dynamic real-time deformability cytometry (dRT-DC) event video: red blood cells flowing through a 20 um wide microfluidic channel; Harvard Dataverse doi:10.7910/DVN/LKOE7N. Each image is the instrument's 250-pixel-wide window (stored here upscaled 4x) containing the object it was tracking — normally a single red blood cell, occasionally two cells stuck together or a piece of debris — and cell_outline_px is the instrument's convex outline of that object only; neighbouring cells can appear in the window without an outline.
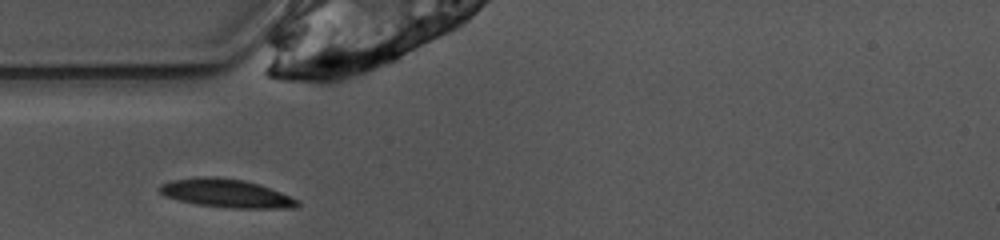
{"species": "common noctule bat (a hibernating species)", "species_latin": "Nyctalus noctula", "temperature_condition": "warm", "stored_images_in_passage": 24, "camera_frame_rate_fps": 3000, "um_per_image_px": 0.085, "animal": {"sex": "female", "body_mass_g": 10.0, "forearm_length_mm": 53.1}, "frame": {"image": 1, "passage_image": 1, "time_ms": 0.0, "image_size_px": [1000, 240], "cell_outline_px": [[300, 204], [296, 208], [232, 208], [196, 204], [176, 200], [164, 196], [156, 188], [160, 184], [172, 180], [200, 176], [220, 176], [244, 180], [260, 184], [300, 200]], "centroid_in_image_um": [19.21, 16.42], "position_along_channel_um": 65.8, "area_um2": 23.18}}
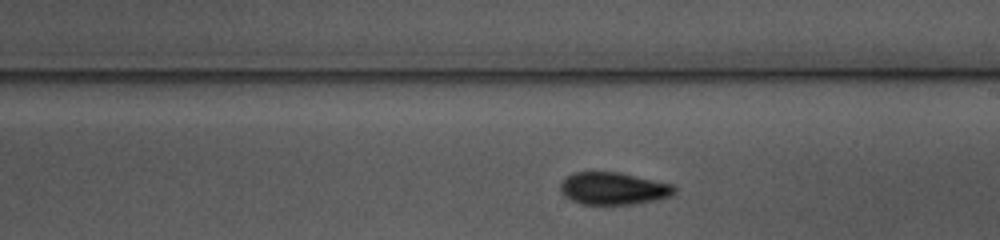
{"frame": {"image": 2, "passage_image": 14, "time_ms": 4.333, "image_size_px": [1000, 240], "cell_outline_px": [[676, 192], [672, 196], [656, 200], [632, 204], [580, 204], [564, 196], [560, 192], [560, 184], [572, 172], [620, 172], [672, 184], [676, 188]], "centroid_in_image_um": [52.14, 16.02], "position_along_channel_um": 236.9, "area_um2": 21.56}}
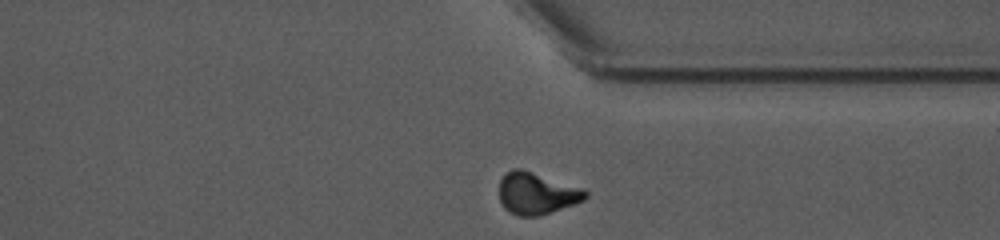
{"frame": {"image": 3, "passage_image": 24, "time_ms": 7.667, "image_size_px": [1000, 240], "cell_outline_px": [[588, 196], [584, 200], [576, 204], [540, 216], [520, 216], [508, 212], [504, 208], [500, 200], [500, 180], [512, 168], [520, 168], [584, 188], [588, 192]], "centroid_in_image_um": [45.65, 16.45], "position_along_channel_um": 365.8, "area_um2": 21.15}, "authors_computed_cell_mechanics": {"area_um2": 21.5594, "velocity_mm_per_s": 3.9189, "shape_relaxation_time_tau1_ms": 4.8912, "shape_relaxation_time_tau2_ms": 4.5775, "deformation_change_tau1": 0.1451, "deformation_change_tau2": 0.0915}}